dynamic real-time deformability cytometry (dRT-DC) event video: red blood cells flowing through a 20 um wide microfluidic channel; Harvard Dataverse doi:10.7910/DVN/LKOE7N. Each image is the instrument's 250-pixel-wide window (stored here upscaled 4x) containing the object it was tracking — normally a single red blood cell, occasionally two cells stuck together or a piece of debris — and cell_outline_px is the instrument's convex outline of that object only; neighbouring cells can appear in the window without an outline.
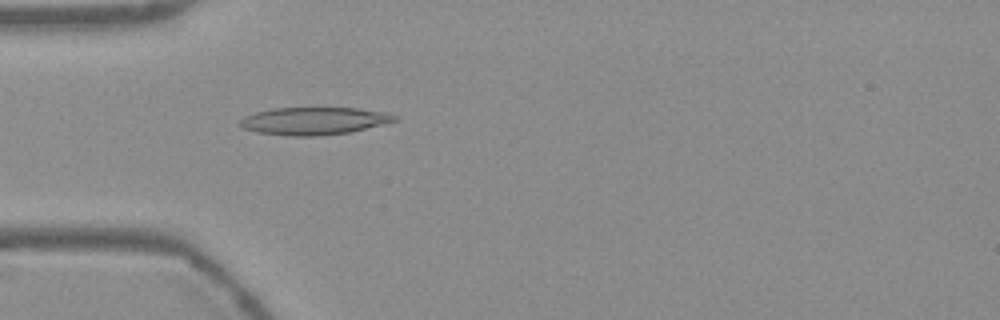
{"species": "Egyptian fruit bat (a non-hibernating species)", "species_latin": "Rousettus aegyptiacus", "temperature_condition": "warm", "stored_images_in_passage": 49, "camera_frame_rate_fps": 3000, "um_per_image_px": 0.085, "frame": {"image": 1, "passage_image": 11, "time_ms": 3.333, "image_size_px": [1000, 320], "cell_outline_px": [[400, 120], [352, 132], [320, 136], [292, 136], [256, 132], [244, 128], [240, 124], [240, 120], [244, 116], [256, 112], [272, 108], [356, 108], [384, 112], [396, 116]], "centroid_in_image_um": [26.71, 10.28], "position_along_channel_um": 58.3, "area_um2": 24.85}}
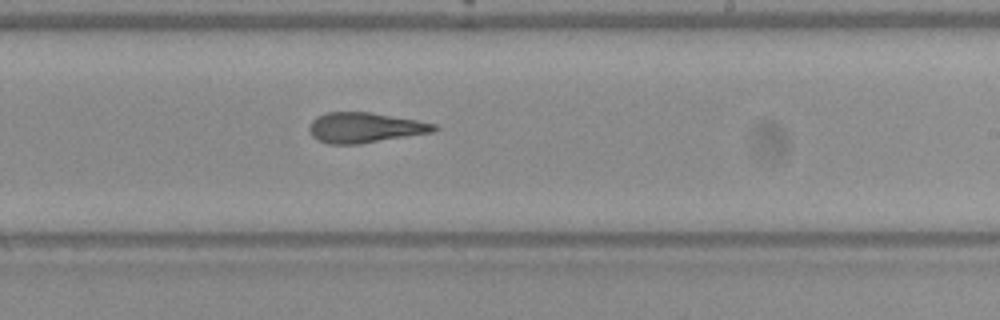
{"frame": {"image": 2, "passage_image": 27, "time_ms": 8.667, "image_size_px": [1000, 320], "cell_outline_px": [[440, 128], [436, 132], [360, 144], [328, 144], [316, 140], [312, 136], [308, 128], [312, 120], [316, 116], [324, 112], [372, 112], [416, 120], [436, 124]], "centroid_in_image_um": [31.02, 10.85], "position_along_channel_um": 258.0, "area_um2": 22.37}}
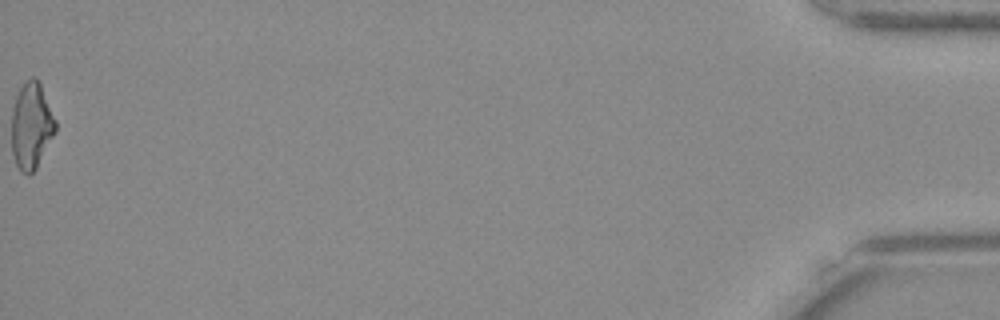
{"frame": {"image": 3, "passage_image": 49, "time_ms": 16.0, "image_size_px": [1000, 320], "cell_outline_px": [[56, 132], [36, 168], [28, 176], [20, 172], [16, 164], [12, 152], [12, 108], [16, 96], [20, 88], [32, 76], [36, 76], [40, 84], [56, 120]], "centroid_in_image_um": [2.67, 10.72], "position_along_channel_um": 432.5, "area_um2": 22.08}, "authors_computed_cell_mechanics": {"area_um2": 22.4264, "velocity_mm_per_s": 3.7897, "shape_relaxation_time_tau1_ms": null, "shape_relaxation_time_tau2_ms": 3.2273, "deformation_change_tau1": null, "deformation_change_tau2": 0.1376}}